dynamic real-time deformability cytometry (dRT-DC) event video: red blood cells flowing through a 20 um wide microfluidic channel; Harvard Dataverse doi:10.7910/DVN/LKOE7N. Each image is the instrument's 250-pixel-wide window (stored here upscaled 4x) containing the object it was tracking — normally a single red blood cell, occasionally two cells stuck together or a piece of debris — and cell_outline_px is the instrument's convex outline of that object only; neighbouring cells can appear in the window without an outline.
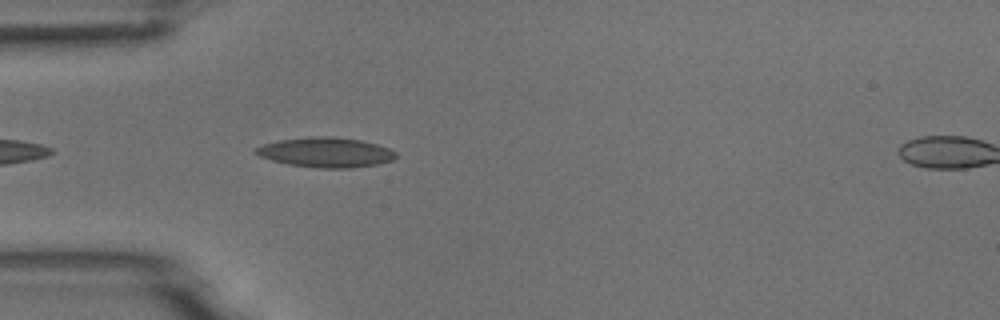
{"species": "common noctule bat (a hibernating species)", "species_latin": "Nyctalus noctula", "temperature_condition": "room temperature", "stored_images_in_passage": 7, "camera_frame_rate_fps": 3000, "um_per_image_px": 0.085, "animal": {"sex": "male", "body_mass_g": 18.8}, "frame": {"image": 1, "passage_image": 3, "time_ms": 0.667, "image_size_px": [1000, 320], "cell_outline_px": [[396, 156], [392, 160], [376, 164], [352, 168], [320, 168], [288, 164], [272, 160], [260, 156], [252, 152], [256, 148], [264, 144], [280, 140], [308, 136], [332, 136], [360, 140], [376, 144], [388, 148], [396, 152]], "centroid_in_image_um": [27.68, 12.94], "position_along_channel_um": 57.3, "area_um2": 24.28}}